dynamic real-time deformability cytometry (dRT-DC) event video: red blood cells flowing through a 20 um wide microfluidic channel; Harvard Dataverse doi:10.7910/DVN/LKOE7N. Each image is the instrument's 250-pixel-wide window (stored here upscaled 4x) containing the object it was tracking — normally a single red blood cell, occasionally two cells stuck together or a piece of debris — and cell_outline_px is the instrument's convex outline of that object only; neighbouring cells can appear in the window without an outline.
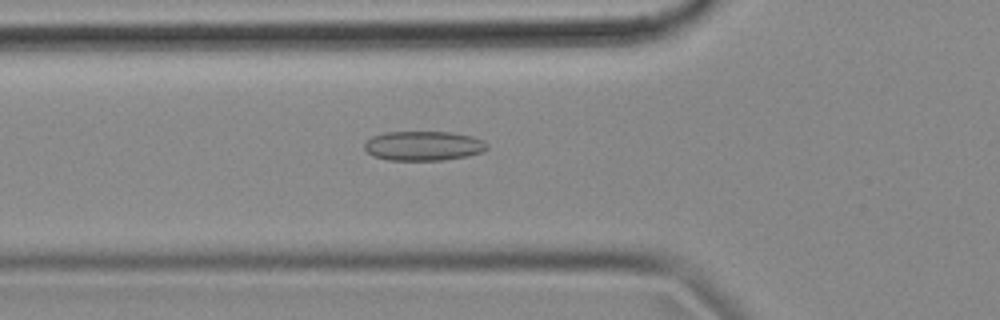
{"species": "common noctule bat (a hibernating species)", "species_latin": "Nyctalus noctula", "temperature_condition": "cold", "stored_images_in_passage": 54, "camera_frame_rate_fps": 3000, "um_per_image_px": 0.085, "animal": {"sex": "female", "body_mass_g": 18.4}, "frame": {"image": 1, "passage_image": 18, "time_ms": 5.667, "image_size_px": [1000, 320], "cell_outline_px": [[488, 148], [484, 152], [468, 156], [444, 160], [388, 160], [372, 156], [364, 148], [364, 144], [372, 136], [384, 132], [452, 132], [472, 136], [484, 140], [488, 144]], "centroid_in_image_um": [36.02, 12.4], "position_along_channel_um": 89.8, "area_um2": 21.33}}
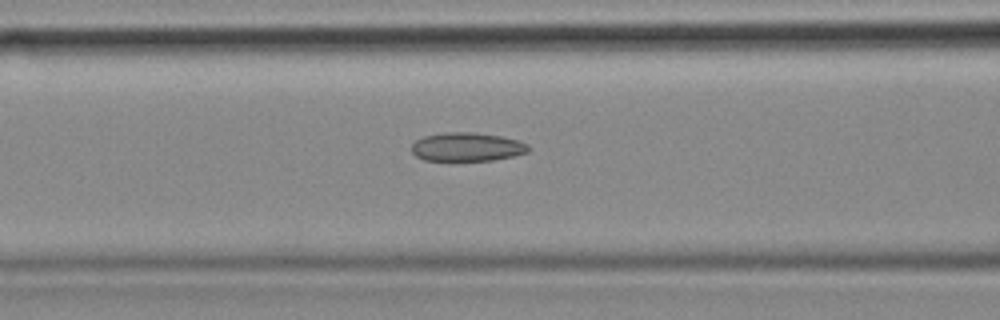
{"frame": {"image": 2, "passage_image": 21, "time_ms": 6.667, "image_size_px": [1000, 320], "cell_outline_px": [[532, 148], [528, 152], [512, 156], [492, 160], [424, 160], [416, 156], [412, 152], [412, 144], [416, 140], [424, 136], [448, 132], [472, 132], [500, 136], [516, 140], [528, 144]], "centroid_in_image_um": [39.7, 12.48], "position_along_channel_um": 126.9, "area_um2": 19.36}}
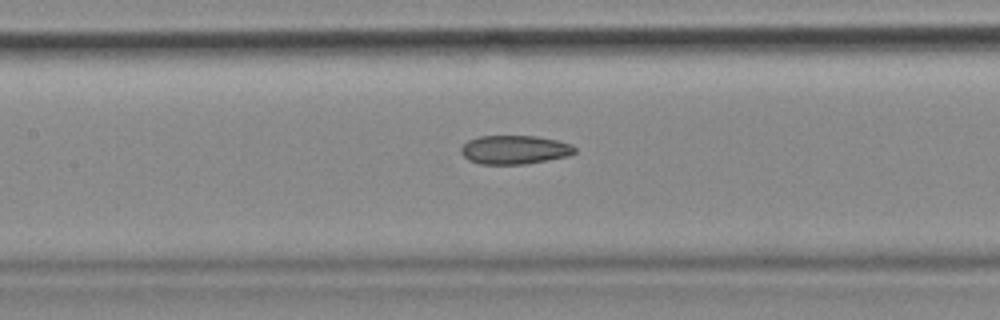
{"frame": {"image": 3, "passage_image": 24, "time_ms": 7.667, "image_size_px": [1000, 320], "cell_outline_px": [[576, 152], [568, 156], [548, 160], [524, 164], [480, 164], [468, 160], [460, 152], [460, 148], [468, 140], [480, 136], [536, 136], [556, 140], [572, 144], [576, 148]], "centroid_in_image_um": [43.74, 12.73], "position_along_channel_um": 163.7, "area_um2": 19.13}, "authors_computed_cell_mechanics": {"area_um2": 19.7098, "velocity_mm_per_s": 3.6635, "shape_relaxation_time_tau1_ms": null, "shape_relaxation_time_tau2_ms": 8.5343, "deformation_change_tau1": null, "deformation_change_tau2": 0.1668}}